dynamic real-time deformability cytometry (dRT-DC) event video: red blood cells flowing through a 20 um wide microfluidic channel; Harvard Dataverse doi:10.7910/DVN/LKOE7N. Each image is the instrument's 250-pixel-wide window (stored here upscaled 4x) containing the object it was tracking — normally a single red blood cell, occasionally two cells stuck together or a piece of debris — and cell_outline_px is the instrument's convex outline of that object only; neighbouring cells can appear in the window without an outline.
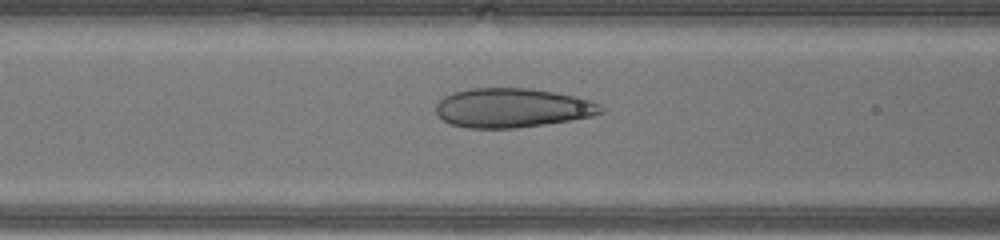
{"species": "human", "species_latin": "Homo sapiens", "temperature_condition": "warm", "stored_images_in_passage": 32, "camera_frame_rate_fps": 3000, "um_per_image_px": 0.085, "donor": {"sex": "male"}, "frame": {"image": 1, "passage_image": 6, "time_ms": 1.667, "image_size_px": [1000, 240], "cell_outline_px": [[604, 112], [592, 116], [544, 124], [516, 128], [468, 128], [452, 124], [444, 120], [436, 112], [436, 104], [444, 96], [452, 92], [468, 88], [532, 88], [556, 92], [576, 96], [600, 104], [604, 108]], "centroid_in_image_um": [43.54, 9.15], "position_along_channel_um": 123.1, "area_um2": 37.8}}
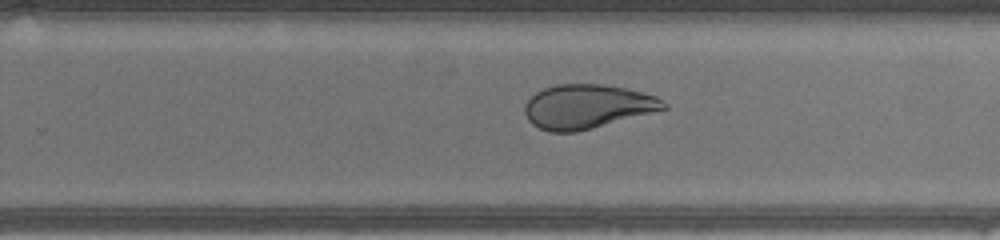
{"frame": {"image": 2, "passage_image": 16, "time_ms": 5.0, "image_size_px": [1000, 240], "cell_outline_px": [[668, 108], [576, 132], [548, 132], [532, 124], [528, 120], [524, 112], [524, 104], [536, 92], [544, 88], [556, 84], [604, 84], [644, 92], [656, 96], [668, 104]], "centroid_in_image_um": [49.89, 9.05], "position_along_channel_um": 279.9, "area_um2": 35.6}}
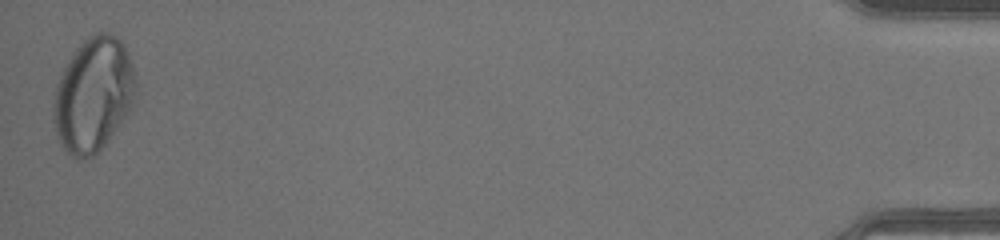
{"frame": {"image": 3, "passage_image": 32, "time_ms": 10.333, "image_size_px": [1000, 240], "cell_outline_px": [[136, 100], [128, 112], [108, 140], [92, 156], [84, 160], [76, 160], [60, 144], [52, 120], [52, 104], [56, 84], [68, 60], [76, 48], [88, 36], [96, 32], [112, 32], [124, 44], [128, 52], [136, 76]], "centroid_in_image_um": [7.93, 8.03], "position_along_channel_um": 427.3, "area_um2": 55.26}}